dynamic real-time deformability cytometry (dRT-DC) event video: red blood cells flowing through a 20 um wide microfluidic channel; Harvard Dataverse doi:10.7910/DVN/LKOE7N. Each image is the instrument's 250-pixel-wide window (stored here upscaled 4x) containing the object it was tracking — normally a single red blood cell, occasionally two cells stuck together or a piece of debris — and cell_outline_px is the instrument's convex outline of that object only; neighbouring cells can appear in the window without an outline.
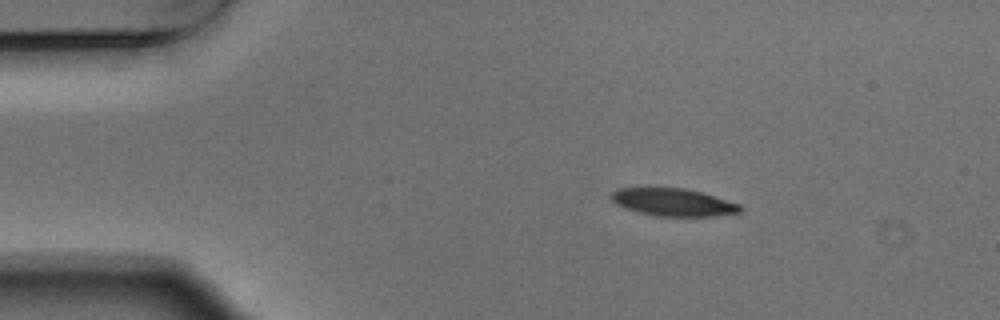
{"species": "Egyptian fruit bat (a non-hibernating species)", "species_latin": "Rousettus aegyptiacus", "temperature_condition": "warm", "stored_images_in_passage": 3, "camera_frame_rate_fps": 3000, "um_per_image_px": 0.085, "animal": {"sex": "male"}, "frame": {"image": 1, "passage_image": 1, "time_ms": 0.0, "image_size_px": [1000, 320], "cell_outline_px": [[744, 208], [740, 212], [712, 216], [656, 216], [636, 212], [624, 208], [616, 204], [608, 196], [616, 188], [684, 188], [700, 192], [740, 204]], "centroid_in_image_um": [57.17, 17.19], "position_along_channel_um": 27.8, "area_um2": 20.75}}
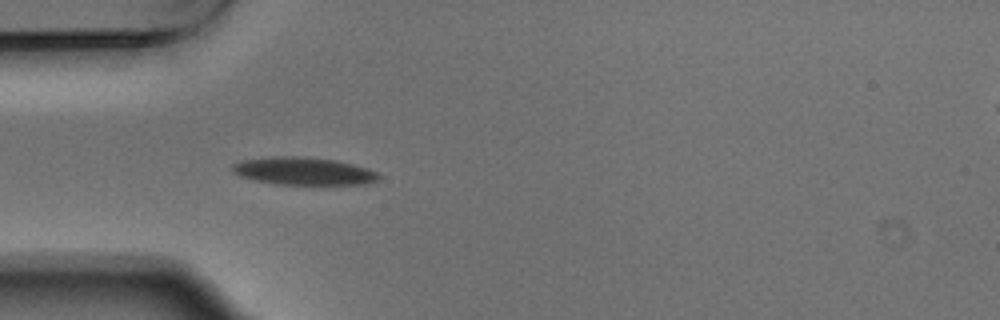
{"frame": {"image": 2, "passage_image": 3, "time_ms": 0.667, "image_size_px": [1000, 320], "cell_outline_px": [[380, 176], [376, 180], [364, 184], [276, 184], [252, 180], [240, 176], [232, 172], [232, 164], [240, 160], [272, 156], [300, 156], [336, 160], [352, 164], [376, 172]], "centroid_in_image_um": [25.71, 14.53], "position_along_channel_um": 59.3, "area_um2": 23.52}}